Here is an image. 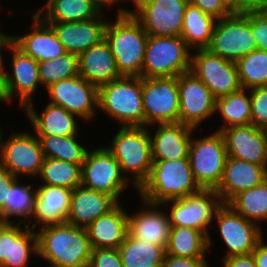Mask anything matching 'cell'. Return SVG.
I'll return each mask as SVG.
<instances>
[{
  "label": "cell",
  "instance_id": "obj_1",
  "mask_svg": "<svg viewBox=\"0 0 267 267\" xmlns=\"http://www.w3.org/2000/svg\"><path fill=\"white\" fill-rule=\"evenodd\" d=\"M115 21L108 20L104 38L121 76L141 77L148 34L129 9L118 7Z\"/></svg>",
  "mask_w": 267,
  "mask_h": 267
},
{
  "label": "cell",
  "instance_id": "obj_2",
  "mask_svg": "<svg viewBox=\"0 0 267 267\" xmlns=\"http://www.w3.org/2000/svg\"><path fill=\"white\" fill-rule=\"evenodd\" d=\"M36 236L37 257L48 267L89 265L92 246L86 228L55 224L36 230Z\"/></svg>",
  "mask_w": 267,
  "mask_h": 267
},
{
  "label": "cell",
  "instance_id": "obj_3",
  "mask_svg": "<svg viewBox=\"0 0 267 267\" xmlns=\"http://www.w3.org/2000/svg\"><path fill=\"white\" fill-rule=\"evenodd\" d=\"M152 161L150 175L138 189L140 200L161 205L202 189L194 179L189 158Z\"/></svg>",
  "mask_w": 267,
  "mask_h": 267
},
{
  "label": "cell",
  "instance_id": "obj_4",
  "mask_svg": "<svg viewBox=\"0 0 267 267\" xmlns=\"http://www.w3.org/2000/svg\"><path fill=\"white\" fill-rule=\"evenodd\" d=\"M111 141L104 147L118 161L122 174L138 190L148 179L153 162L148 127H119Z\"/></svg>",
  "mask_w": 267,
  "mask_h": 267
},
{
  "label": "cell",
  "instance_id": "obj_5",
  "mask_svg": "<svg viewBox=\"0 0 267 267\" xmlns=\"http://www.w3.org/2000/svg\"><path fill=\"white\" fill-rule=\"evenodd\" d=\"M98 109L120 127H145L142 77L122 76L99 86Z\"/></svg>",
  "mask_w": 267,
  "mask_h": 267
},
{
  "label": "cell",
  "instance_id": "obj_6",
  "mask_svg": "<svg viewBox=\"0 0 267 267\" xmlns=\"http://www.w3.org/2000/svg\"><path fill=\"white\" fill-rule=\"evenodd\" d=\"M191 53L180 36H148L141 77H171L189 72Z\"/></svg>",
  "mask_w": 267,
  "mask_h": 267
},
{
  "label": "cell",
  "instance_id": "obj_7",
  "mask_svg": "<svg viewBox=\"0 0 267 267\" xmlns=\"http://www.w3.org/2000/svg\"><path fill=\"white\" fill-rule=\"evenodd\" d=\"M169 206L171 227H188L203 231L208 236V249L213 245L210 227L216 210L223 204L215 189H201L183 198L171 199L161 204Z\"/></svg>",
  "mask_w": 267,
  "mask_h": 267
},
{
  "label": "cell",
  "instance_id": "obj_8",
  "mask_svg": "<svg viewBox=\"0 0 267 267\" xmlns=\"http://www.w3.org/2000/svg\"><path fill=\"white\" fill-rule=\"evenodd\" d=\"M227 157L225 140L220 131L199 139L195 136L191 138L189 163L194 179L202 189H215L219 185Z\"/></svg>",
  "mask_w": 267,
  "mask_h": 267
},
{
  "label": "cell",
  "instance_id": "obj_9",
  "mask_svg": "<svg viewBox=\"0 0 267 267\" xmlns=\"http://www.w3.org/2000/svg\"><path fill=\"white\" fill-rule=\"evenodd\" d=\"M2 130L0 127V166L16 178L37 179L44 159L39 138L28 131H12L5 138Z\"/></svg>",
  "mask_w": 267,
  "mask_h": 267
},
{
  "label": "cell",
  "instance_id": "obj_10",
  "mask_svg": "<svg viewBox=\"0 0 267 267\" xmlns=\"http://www.w3.org/2000/svg\"><path fill=\"white\" fill-rule=\"evenodd\" d=\"M206 49L211 54L232 62H237L258 49L247 16L230 14L217 20Z\"/></svg>",
  "mask_w": 267,
  "mask_h": 267
},
{
  "label": "cell",
  "instance_id": "obj_11",
  "mask_svg": "<svg viewBox=\"0 0 267 267\" xmlns=\"http://www.w3.org/2000/svg\"><path fill=\"white\" fill-rule=\"evenodd\" d=\"M145 127L179 123L178 76L142 77Z\"/></svg>",
  "mask_w": 267,
  "mask_h": 267
},
{
  "label": "cell",
  "instance_id": "obj_12",
  "mask_svg": "<svg viewBox=\"0 0 267 267\" xmlns=\"http://www.w3.org/2000/svg\"><path fill=\"white\" fill-rule=\"evenodd\" d=\"M122 174L118 161L103 146L89 150L81 166V185L113 196L120 202L126 187L132 184Z\"/></svg>",
  "mask_w": 267,
  "mask_h": 267
},
{
  "label": "cell",
  "instance_id": "obj_13",
  "mask_svg": "<svg viewBox=\"0 0 267 267\" xmlns=\"http://www.w3.org/2000/svg\"><path fill=\"white\" fill-rule=\"evenodd\" d=\"M131 14L149 36L179 37L189 0H131ZM132 10V11H131Z\"/></svg>",
  "mask_w": 267,
  "mask_h": 267
},
{
  "label": "cell",
  "instance_id": "obj_14",
  "mask_svg": "<svg viewBox=\"0 0 267 267\" xmlns=\"http://www.w3.org/2000/svg\"><path fill=\"white\" fill-rule=\"evenodd\" d=\"M193 51L190 71L208 87L215 98L242 89L236 62L213 55L207 49Z\"/></svg>",
  "mask_w": 267,
  "mask_h": 267
},
{
  "label": "cell",
  "instance_id": "obj_15",
  "mask_svg": "<svg viewBox=\"0 0 267 267\" xmlns=\"http://www.w3.org/2000/svg\"><path fill=\"white\" fill-rule=\"evenodd\" d=\"M7 49L10 50L12 56V62L8 66H12L13 70H10L12 71L10 74L9 69L5 68L4 84L1 89L2 98L4 103L10 104L17 97L18 107L23 109L28 103L34 101L33 95L36 89L38 90V86L42 85L38 62L24 54L13 43Z\"/></svg>",
  "mask_w": 267,
  "mask_h": 267
},
{
  "label": "cell",
  "instance_id": "obj_16",
  "mask_svg": "<svg viewBox=\"0 0 267 267\" xmlns=\"http://www.w3.org/2000/svg\"><path fill=\"white\" fill-rule=\"evenodd\" d=\"M214 218L220 237L228 249L223 258L251 254L264 236L261 226L247 220L228 204H222L216 210Z\"/></svg>",
  "mask_w": 267,
  "mask_h": 267
},
{
  "label": "cell",
  "instance_id": "obj_17",
  "mask_svg": "<svg viewBox=\"0 0 267 267\" xmlns=\"http://www.w3.org/2000/svg\"><path fill=\"white\" fill-rule=\"evenodd\" d=\"M49 103L61 106L81 120L90 121L98 113V87L80 75L46 88Z\"/></svg>",
  "mask_w": 267,
  "mask_h": 267
},
{
  "label": "cell",
  "instance_id": "obj_18",
  "mask_svg": "<svg viewBox=\"0 0 267 267\" xmlns=\"http://www.w3.org/2000/svg\"><path fill=\"white\" fill-rule=\"evenodd\" d=\"M179 123L199 130L215 114V97L191 71L178 76ZM213 115V116H212Z\"/></svg>",
  "mask_w": 267,
  "mask_h": 267
},
{
  "label": "cell",
  "instance_id": "obj_19",
  "mask_svg": "<svg viewBox=\"0 0 267 267\" xmlns=\"http://www.w3.org/2000/svg\"><path fill=\"white\" fill-rule=\"evenodd\" d=\"M220 132L229 157L267 165V130L248 124L232 126Z\"/></svg>",
  "mask_w": 267,
  "mask_h": 267
},
{
  "label": "cell",
  "instance_id": "obj_20",
  "mask_svg": "<svg viewBox=\"0 0 267 267\" xmlns=\"http://www.w3.org/2000/svg\"><path fill=\"white\" fill-rule=\"evenodd\" d=\"M32 219L26 224L37 230L44 226L67 223L73 190L53 185H38ZM32 223V224H31Z\"/></svg>",
  "mask_w": 267,
  "mask_h": 267
},
{
  "label": "cell",
  "instance_id": "obj_21",
  "mask_svg": "<svg viewBox=\"0 0 267 267\" xmlns=\"http://www.w3.org/2000/svg\"><path fill=\"white\" fill-rule=\"evenodd\" d=\"M30 31L24 35H13L12 43L24 54L35 61L44 62L56 59L66 53L63 44L52 26L46 23L37 13L32 14Z\"/></svg>",
  "mask_w": 267,
  "mask_h": 267
},
{
  "label": "cell",
  "instance_id": "obj_22",
  "mask_svg": "<svg viewBox=\"0 0 267 267\" xmlns=\"http://www.w3.org/2000/svg\"><path fill=\"white\" fill-rule=\"evenodd\" d=\"M266 179L267 165H257L228 156L221 181L215 190L221 202L227 204L240 192L256 187Z\"/></svg>",
  "mask_w": 267,
  "mask_h": 267
},
{
  "label": "cell",
  "instance_id": "obj_23",
  "mask_svg": "<svg viewBox=\"0 0 267 267\" xmlns=\"http://www.w3.org/2000/svg\"><path fill=\"white\" fill-rule=\"evenodd\" d=\"M149 127L157 129H153L154 135L149 130L152 160L188 158L192 135L198 129L182 123L155 124Z\"/></svg>",
  "mask_w": 267,
  "mask_h": 267
},
{
  "label": "cell",
  "instance_id": "obj_24",
  "mask_svg": "<svg viewBox=\"0 0 267 267\" xmlns=\"http://www.w3.org/2000/svg\"><path fill=\"white\" fill-rule=\"evenodd\" d=\"M140 201V206H143L141 210L128 214V233L134 238L161 245L166 249L171 229L167 212L160 209L161 205Z\"/></svg>",
  "mask_w": 267,
  "mask_h": 267
},
{
  "label": "cell",
  "instance_id": "obj_25",
  "mask_svg": "<svg viewBox=\"0 0 267 267\" xmlns=\"http://www.w3.org/2000/svg\"><path fill=\"white\" fill-rule=\"evenodd\" d=\"M107 22L100 15L88 21L46 23L52 26L65 51L79 56L104 39Z\"/></svg>",
  "mask_w": 267,
  "mask_h": 267
},
{
  "label": "cell",
  "instance_id": "obj_26",
  "mask_svg": "<svg viewBox=\"0 0 267 267\" xmlns=\"http://www.w3.org/2000/svg\"><path fill=\"white\" fill-rule=\"evenodd\" d=\"M34 104L33 101L28 103L23 108V112H26L36 136H72L79 133V128H81L77 124L79 117L75 114L49 102L44 106V110L38 114Z\"/></svg>",
  "mask_w": 267,
  "mask_h": 267
},
{
  "label": "cell",
  "instance_id": "obj_27",
  "mask_svg": "<svg viewBox=\"0 0 267 267\" xmlns=\"http://www.w3.org/2000/svg\"><path fill=\"white\" fill-rule=\"evenodd\" d=\"M118 203L111 195L80 185L73 190L67 223L86 228L98 217L111 211Z\"/></svg>",
  "mask_w": 267,
  "mask_h": 267
},
{
  "label": "cell",
  "instance_id": "obj_28",
  "mask_svg": "<svg viewBox=\"0 0 267 267\" xmlns=\"http://www.w3.org/2000/svg\"><path fill=\"white\" fill-rule=\"evenodd\" d=\"M78 67L79 75L97 87L122 77L105 38L78 56Z\"/></svg>",
  "mask_w": 267,
  "mask_h": 267
},
{
  "label": "cell",
  "instance_id": "obj_29",
  "mask_svg": "<svg viewBox=\"0 0 267 267\" xmlns=\"http://www.w3.org/2000/svg\"><path fill=\"white\" fill-rule=\"evenodd\" d=\"M119 202L87 227L92 248L118 249L128 233V212Z\"/></svg>",
  "mask_w": 267,
  "mask_h": 267
},
{
  "label": "cell",
  "instance_id": "obj_30",
  "mask_svg": "<svg viewBox=\"0 0 267 267\" xmlns=\"http://www.w3.org/2000/svg\"><path fill=\"white\" fill-rule=\"evenodd\" d=\"M34 12L45 22L88 21L104 13L92 0H47Z\"/></svg>",
  "mask_w": 267,
  "mask_h": 267
},
{
  "label": "cell",
  "instance_id": "obj_31",
  "mask_svg": "<svg viewBox=\"0 0 267 267\" xmlns=\"http://www.w3.org/2000/svg\"><path fill=\"white\" fill-rule=\"evenodd\" d=\"M123 267H162L166 249L127 233L118 247Z\"/></svg>",
  "mask_w": 267,
  "mask_h": 267
},
{
  "label": "cell",
  "instance_id": "obj_32",
  "mask_svg": "<svg viewBox=\"0 0 267 267\" xmlns=\"http://www.w3.org/2000/svg\"><path fill=\"white\" fill-rule=\"evenodd\" d=\"M217 19L205 14L198 7L188 3L183 16L180 37L193 51L206 49L210 44Z\"/></svg>",
  "mask_w": 267,
  "mask_h": 267
},
{
  "label": "cell",
  "instance_id": "obj_33",
  "mask_svg": "<svg viewBox=\"0 0 267 267\" xmlns=\"http://www.w3.org/2000/svg\"><path fill=\"white\" fill-rule=\"evenodd\" d=\"M215 114H220L223 120L217 131L232 126L251 124L250 91L248 89H241L237 92L216 98Z\"/></svg>",
  "mask_w": 267,
  "mask_h": 267
},
{
  "label": "cell",
  "instance_id": "obj_34",
  "mask_svg": "<svg viewBox=\"0 0 267 267\" xmlns=\"http://www.w3.org/2000/svg\"><path fill=\"white\" fill-rule=\"evenodd\" d=\"M19 178L8 188L7 201H4V223L25 224L32 220L37 189L34 185L21 184ZM14 220L11 218L13 217ZM17 217H20L17 220ZM23 217V218H21ZM27 221V222H26Z\"/></svg>",
  "mask_w": 267,
  "mask_h": 267
},
{
  "label": "cell",
  "instance_id": "obj_35",
  "mask_svg": "<svg viewBox=\"0 0 267 267\" xmlns=\"http://www.w3.org/2000/svg\"><path fill=\"white\" fill-rule=\"evenodd\" d=\"M208 236L201 230L171 227L166 254L178 257H206Z\"/></svg>",
  "mask_w": 267,
  "mask_h": 267
},
{
  "label": "cell",
  "instance_id": "obj_36",
  "mask_svg": "<svg viewBox=\"0 0 267 267\" xmlns=\"http://www.w3.org/2000/svg\"><path fill=\"white\" fill-rule=\"evenodd\" d=\"M227 204L247 220L262 226L260 223L267 221V179L256 187L240 192Z\"/></svg>",
  "mask_w": 267,
  "mask_h": 267
},
{
  "label": "cell",
  "instance_id": "obj_37",
  "mask_svg": "<svg viewBox=\"0 0 267 267\" xmlns=\"http://www.w3.org/2000/svg\"><path fill=\"white\" fill-rule=\"evenodd\" d=\"M72 136H37L40 140L44 158H53L74 164L85 161L88 149Z\"/></svg>",
  "mask_w": 267,
  "mask_h": 267
},
{
  "label": "cell",
  "instance_id": "obj_38",
  "mask_svg": "<svg viewBox=\"0 0 267 267\" xmlns=\"http://www.w3.org/2000/svg\"><path fill=\"white\" fill-rule=\"evenodd\" d=\"M31 253H38L36 231L25 224L11 223L10 261L0 267H28Z\"/></svg>",
  "mask_w": 267,
  "mask_h": 267
},
{
  "label": "cell",
  "instance_id": "obj_39",
  "mask_svg": "<svg viewBox=\"0 0 267 267\" xmlns=\"http://www.w3.org/2000/svg\"><path fill=\"white\" fill-rule=\"evenodd\" d=\"M81 166L82 164L44 158L38 177L44 181L42 184L74 190L81 185Z\"/></svg>",
  "mask_w": 267,
  "mask_h": 267
},
{
  "label": "cell",
  "instance_id": "obj_40",
  "mask_svg": "<svg viewBox=\"0 0 267 267\" xmlns=\"http://www.w3.org/2000/svg\"><path fill=\"white\" fill-rule=\"evenodd\" d=\"M242 89L267 86V52L256 49L236 62Z\"/></svg>",
  "mask_w": 267,
  "mask_h": 267
},
{
  "label": "cell",
  "instance_id": "obj_41",
  "mask_svg": "<svg viewBox=\"0 0 267 267\" xmlns=\"http://www.w3.org/2000/svg\"><path fill=\"white\" fill-rule=\"evenodd\" d=\"M38 67L44 89L53 83L79 75L78 55L68 52L56 59L39 62Z\"/></svg>",
  "mask_w": 267,
  "mask_h": 267
},
{
  "label": "cell",
  "instance_id": "obj_42",
  "mask_svg": "<svg viewBox=\"0 0 267 267\" xmlns=\"http://www.w3.org/2000/svg\"><path fill=\"white\" fill-rule=\"evenodd\" d=\"M251 99V124L267 130V86L248 89Z\"/></svg>",
  "mask_w": 267,
  "mask_h": 267
},
{
  "label": "cell",
  "instance_id": "obj_43",
  "mask_svg": "<svg viewBox=\"0 0 267 267\" xmlns=\"http://www.w3.org/2000/svg\"><path fill=\"white\" fill-rule=\"evenodd\" d=\"M252 25V35L257 48L267 52V10L246 14Z\"/></svg>",
  "mask_w": 267,
  "mask_h": 267
},
{
  "label": "cell",
  "instance_id": "obj_44",
  "mask_svg": "<svg viewBox=\"0 0 267 267\" xmlns=\"http://www.w3.org/2000/svg\"><path fill=\"white\" fill-rule=\"evenodd\" d=\"M90 267H123L118 249L92 248Z\"/></svg>",
  "mask_w": 267,
  "mask_h": 267
},
{
  "label": "cell",
  "instance_id": "obj_45",
  "mask_svg": "<svg viewBox=\"0 0 267 267\" xmlns=\"http://www.w3.org/2000/svg\"><path fill=\"white\" fill-rule=\"evenodd\" d=\"M189 3L217 20L231 14L230 5L226 0H189Z\"/></svg>",
  "mask_w": 267,
  "mask_h": 267
},
{
  "label": "cell",
  "instance_id": "obj_46",
  "mask_svg": "<svg viewBox=\"0 0 267 267\" xmlns=\"http://www.w3.org/2000/svg\"><path fill=\"white\" fill-rule=\"evenodd\" d=\"M267 10V0H233L230 11L233 15H246Z\"/></svg>",
  "mask_w": 267,
  "mask_h": 267
},
{
  "label": "cell",
  "instance_id": "obj_47",
  "mask_svg": "<svg viewBox=\"0 0 267 267\" xmlns=\"http://www.w3.org/2000/svg\"><path fill=\"white\" fill-rule=\"evenodd\" d=\"M206 257H178L165 254L162 267H209Z\"/></svg>",
  "mask_w": 267,
  "mask_h": 267
},
{
  "label": "cell",
  "instance_id": "obj_48",
  "mask_svg": "<svg viewBox=\"0 0 267 267\" xmlns=\"http://www.w3.org/2000/svg\"><path fill=\"white\" fill-rule=\"evenodd\" d=\"M17 179L11 172L0 166V223H4V201H7L8 188Z\"/></svg>",
  "mask_w": 267,
  "mask_h": 267
},
{
  "label": "cell",
  "instance_id": "obj_49",
  "mask_svg": "<svg viewBox=\"0 0 267 267\" xmlns=\"http://www.w3.org/2000/svg\"><path fill=\"white\" fill-rule=\"evenodd\" d=\"M11 223H0V265L10 261Z\"/></svg>",
  "mask_w": 267,
  "mask_h": 267
},
{
  "label": "cell",
  "instance_id": "obj_50",
  "mask_svg": "<svg viewBox=\"0 0 267 267\" xmlns=\"http://www.w3.org/2000/svg\"><path fill=\"white\" fill-rule=\"evenodd\" d=\"M224 267H256L252 253L221 258Z\"/></svg>",
  "mask_w": 267,
  "mask_h": 267
},
{
  "label": "cell",
  "instance_id": "obj_51",
  "mask_svg": "<svg viewBox=\"0 0 267 267\" xmlns=\"http://www.w3.org/2000/svg\"><path fill=\"white\" fill-rule=\"evenodd\" d=\"M264 237L257 243L256 248L252 251V255L256 267H267V244Z\"/></svg>",
  "mask_w": 267,
  "mask_h": 267
},
{
  "label": "cell",
  "instance_id": "obj_52",
  "mask_svg": "<svg viewBox=\"0 0 267 267\" xmlns=\"http://www.w3.org/2000/svg\"><path fill=\"white\" fill-rule=\"evenodd\" d=\"M12 43L11 35H8L0 30V90L4 84V74H5V63H4V56L2 55L3 49H7L9 45Z\"/></svg>",
  "mask_w": 267,
  "mask_h": 267
},
{
  "label": "cell",
  "instance_id": "obj_53",
  "mask_svg": "<svg viewBox=\"0 0 267 267\" xmlns=\"http://www.w3.org/2000/svg\"><path fill=\"white\" fill-rule=\"evenodd\" d=\"M92 1L104 11L106 7L111 9V7L113 8V6L114 5L116 6L119 2L121 4V1L123 2L130 0H92Z\"/></svg>",
  "mask_w": 267,
  "mask_h": 267
},
{
  "label": "cell",
  "instance_id": "obj_54",
  "mask_svg": "<svg viewBox=\"0 0 267 267\" xmlns=\"http://www.w3.org/2000/svg\"><path fill=\"white\" fill-rule=\"evenodd\" d=\"M57 267H90L89 265H81V266H57Z\"/></svg>",
  "mask_w": 267,
  "mask_h": 267
},
{
  "label": "cell",
  "instance_id": "obj_55",
  "mask_svg": "<svg viewBox=\"0 0 267 267\" xmlns=\"http://www.w3.org/2000/svg\"><path fill=\"white\" fill-rule=\"evenodd\" d=\"M0 102L3 103V98H2V93H1V90H0Z\"/></svg>",
  "mask_w": 267,
  "mask_h": 267
},
{
  "label": "cell",
  "instance_id": "obj_56",
  "mask_svg": "<svg viewBox=\"0 0 267 267\" xmlns=\"http://www.w3.org/2000/svg\"><path fill=\"white\" fill-rule=\"evenodd\" d=\"M226 2L230 5L233 2V0H226Z\"/></svg>",
  "mask_w": 267,
  "mask_h": 267
}]
</instances>
